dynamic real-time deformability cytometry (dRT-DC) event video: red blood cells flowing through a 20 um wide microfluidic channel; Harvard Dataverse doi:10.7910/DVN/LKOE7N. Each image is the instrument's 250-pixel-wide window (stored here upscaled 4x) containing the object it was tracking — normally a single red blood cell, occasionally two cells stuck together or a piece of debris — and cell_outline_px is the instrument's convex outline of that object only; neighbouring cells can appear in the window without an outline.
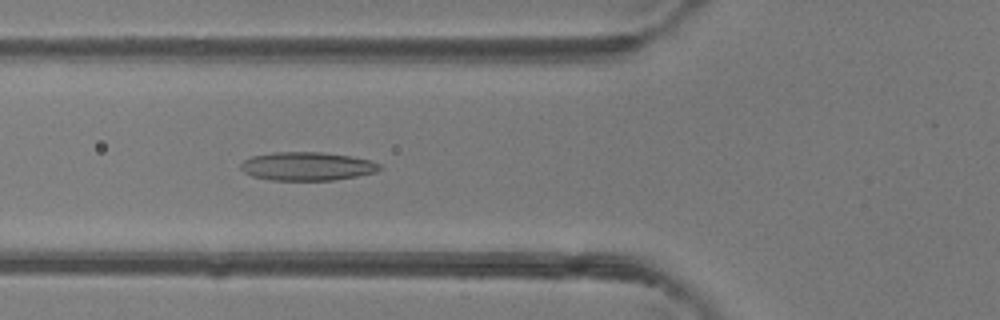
{"species": "common noctule bat (a hibernating species)", "species_latin": "Nyctalus noctula", "temperature_condition": "room temperature", "stored_images_in_passage": 47, "camera_frame_rate_fps": 3000, "um_per_image_px": 0.085, "animal": {"sex": "female"}, "frame": {"image": 1, "passage_image": 17, "time_ms": 5.333, "image_size_px": [1000, 320], "cell_outline_px": [[380, 168], [376, 172], [356, 176], [332, 180], [272, 180], [252, 176], [244, 172], [240, 168], [240, 164], [244, 160], [252, 156], [272, 152], [324, 152], [352, 156], [372, 160], [380, 164]], "centroid_in_image_um": [26.1, 14.12], "position_along_channel_um": 99.7, "area_um2": 23.12}}
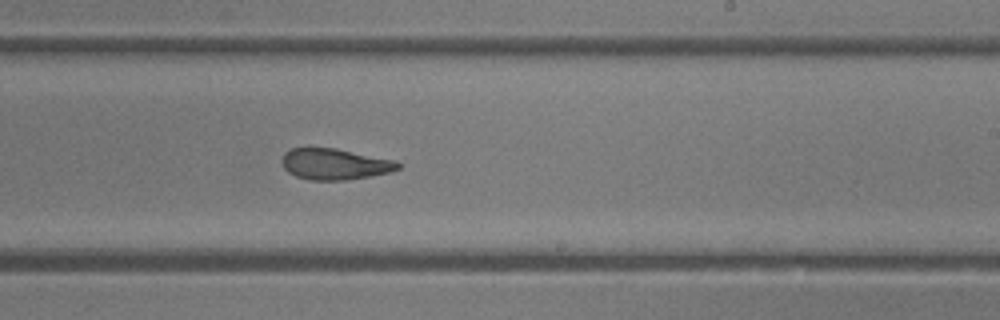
{"frame": {"image": 2, "passage_image": 28, "time_ms": 9.0, "image_size_px": [1000, 320], "cell_outline_px": [[400, 168], [388, 172], [368, 176], [344, 180], [308, 180], [296, 176], [288, 172], [284, 168], [280, 160], [284, 152], [292, 148], [336, 148], [396, 160], [400, 164]], "centroid_in_image_um": [28.42, 13.94], "position_along_channel_um": 260.6, "area_um2": 21.04}}
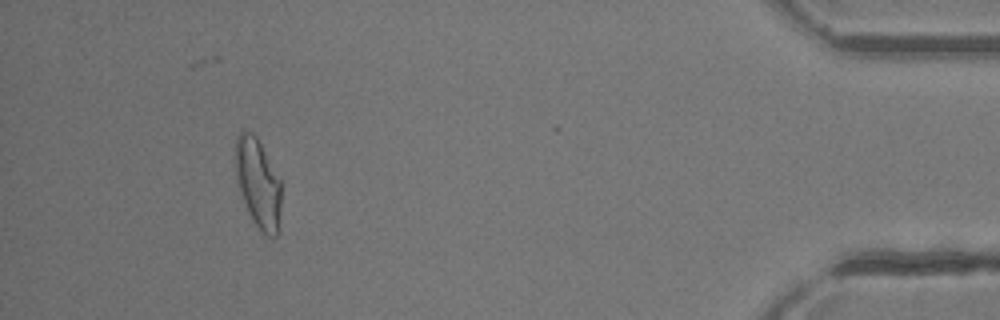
{"frame": {"image": 3, "passage_image": 43, "time_ms": 14.0, "image_size_px": [1000, 320], "cell_outline_px": [[280, 208], [276, 236], [268, 236], [252, 220], [248, 212], [240, 192], [236, 180], [236, 136], [244, 128], [252, 132], [256, 136], [280, 180]], "centroid_in_image_um": [21.9, 15.52], "position_along_channel_um": 413.3, "area_um2": 23.29}}